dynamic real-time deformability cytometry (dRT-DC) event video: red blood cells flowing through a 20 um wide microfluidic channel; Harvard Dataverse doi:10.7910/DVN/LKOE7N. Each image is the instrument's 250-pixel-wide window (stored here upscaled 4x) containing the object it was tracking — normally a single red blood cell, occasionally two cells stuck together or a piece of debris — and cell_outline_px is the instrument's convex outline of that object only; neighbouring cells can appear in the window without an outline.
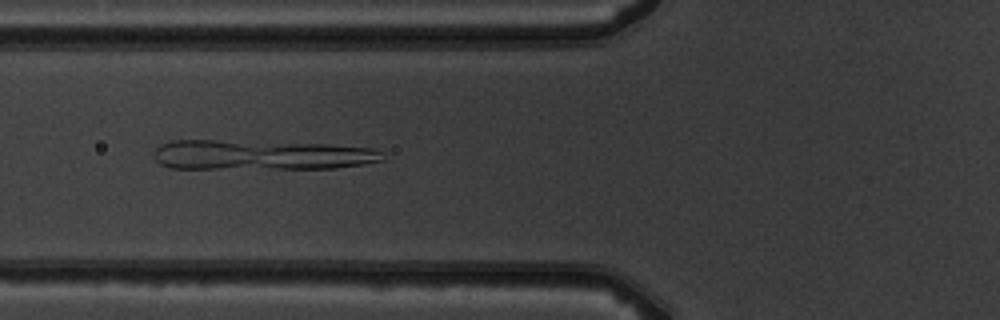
{"species": "common noctule bat (a hibernating species)", "species_latin": "Nyctalus noctula", "temperature_condition": "warm", "stored_images_in_passage": 5, "camera_frame_rate_fps": 3000, "um_per_image_px": 0.085, "animal": {"sex": "male", "body_mass_g": 19.5, "forearm_length_mm": 54.6}, "frame": {"image": 1, "passage_image": 5, "time_ms": 4.333, "image_size_px": [1000, 320], "cell_outline_px": [[384, 160], [364, 164], [336, 168], [172, 168], [160, 164], [156, 160], [152, 152], [160, 144], [172, 140], [216, 140], [328, 144], [372, 148], [384, 152]], "centroid_in_image_um": [22.2, 13.16], "position_along_channel_um": 103.6, "area_um2": 39.94}}